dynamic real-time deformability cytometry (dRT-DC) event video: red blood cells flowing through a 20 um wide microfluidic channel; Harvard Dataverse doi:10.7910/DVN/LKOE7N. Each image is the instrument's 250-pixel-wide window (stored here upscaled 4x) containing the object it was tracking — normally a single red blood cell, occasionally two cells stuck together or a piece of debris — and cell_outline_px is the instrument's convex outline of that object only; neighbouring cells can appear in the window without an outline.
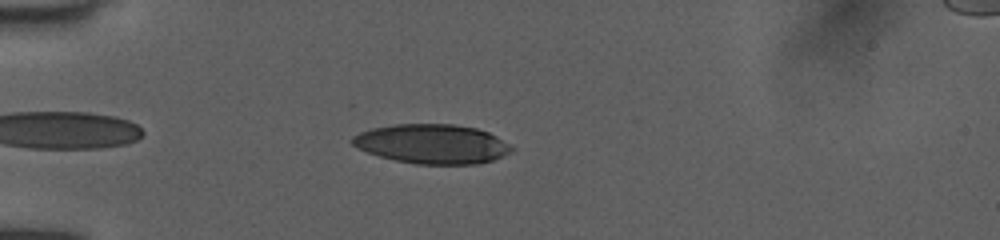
{"species": "human", "species_latin": "Homo sapiens", "temperature_condition": "room temperature", "stored_images_in_passage": 41, "camera_frame_rate_fps": 3000, "um_per_image_px": 0.085, "donor": {"sex": "female"}, "frame": {"image": 1, "passage_image": 5, "time_ms": 1.333, "image_size_px": [1000, 240], "cell_outline_px": [[516, 148], [512, 152], [492, 160], [476, 164], [416, 164], [396, 160], [380, 156], [368, 152], [352, 144], [348, 140], [352, 136], [360, 132], [372, 128], [396, 124], [452, 124], [476, 128], [488, 132], [496, 136]], "centroid_in_image_um": [36.74, 12.23], "position_along_channel_um": 48.3, "area_um2": 36.53}}
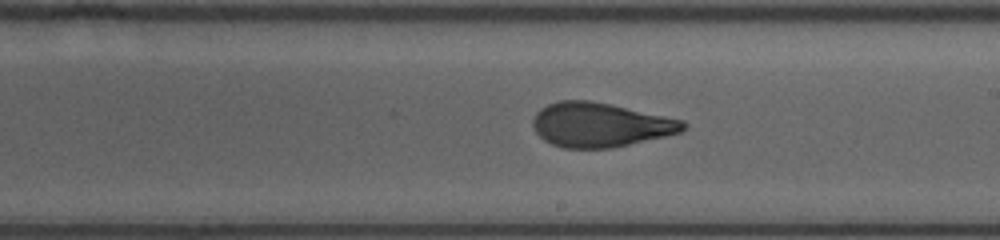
{"frame": {"image": 2, "passage_image": 21, "time_ms": 6.667, "image_size_px": [1000, 240], "cell_outline_px": [[688, 128], [680, 132], [664, 136], [612, 148], [564, 148], [552, 144], [544, 140], [532, 128], [532, 120], [536, 112], [540, 108], [548, 104], [560, 100], [588, 100], [612, 104], [684, 120], [688, 124]], "centroid_in_image_um": [51.01, 10.6], "position_along_channel_um": 238.0, "area_um2": 38.96}}
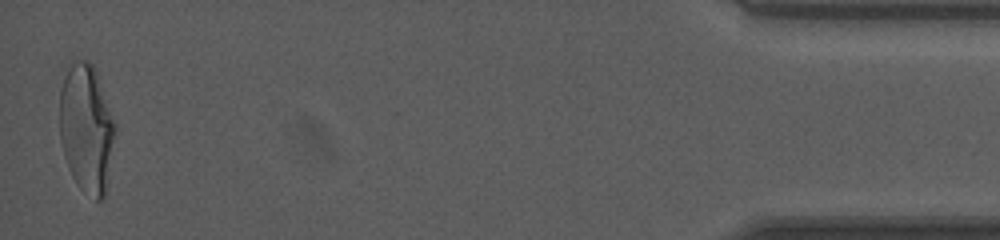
{"frame": {"image": 3, "passage_image": 41, "time_ms": 13.333, "image_size_px": [1000, 240], "cell_outline_px": [[116, 132], [104, 196], [100, 200], [96, 200], [80, 188], [76, 184], [68, 168], [64, 156], [60, 140], [60, 88], [64, 76], [72, 64], [76, 60], [88, 60], [92, 64], [96, 72], [116, 124]], "centroid_in_image_um": [7.34, 10.92], "position_along_channel_um": 427.9, "area_um2": 41.33}, "authors_computed_cell_mechanics": {"area_um2": 39.1306, "velocity_mm_per_s": 4.0529, "shape_relaxation_time_tau1_ms": 5.5029, "shape_relaxation_time_tau2_ms": 1.2225, "deformation_change_tau1": 0.2131, "deformation_change_tau2": 0.0876}}